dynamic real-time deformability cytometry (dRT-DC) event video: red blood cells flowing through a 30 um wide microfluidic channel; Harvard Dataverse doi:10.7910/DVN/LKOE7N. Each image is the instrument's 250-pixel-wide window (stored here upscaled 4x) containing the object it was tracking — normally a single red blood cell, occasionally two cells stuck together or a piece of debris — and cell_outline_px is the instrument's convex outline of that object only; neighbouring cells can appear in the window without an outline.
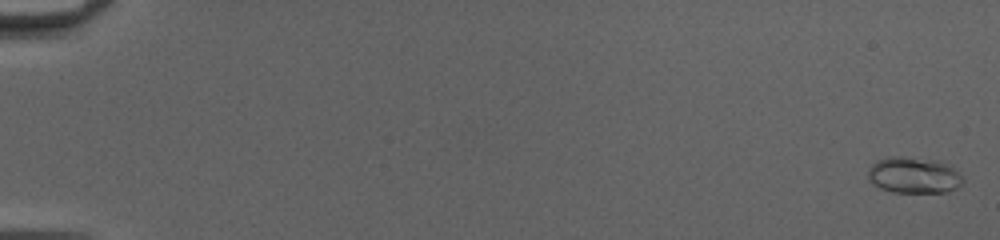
{"species": "common noctule bat (a hibernating species)", "species_latin": "Nyctalus noctula", "temperature_condition": "cold", "stored_images_in_passage": 52, "camera_frame_rate_fps": 3000, "um_per_image_px": 0.085, "animal": {"sex": "female", "body_mass_g": 20.0, "forearm_length_mm": 54.0}, "frame": {"image": 1, "passage_image": 2, "time_ms": 0.333, "image_size_px": [1000, 240], "cell_outline_px": [[964, 180], [956, 188], [948, 192], [892, 192], [880, 188], [872, 184], [868, 180], [868, 168], [876, 160], [888, 156], [900, 156], [940, 160], [952, 168]], "centroid_in_image_um": [77.61, 14.88], "position_along_channel_um": 7.4, "area_um2": 20.11}}
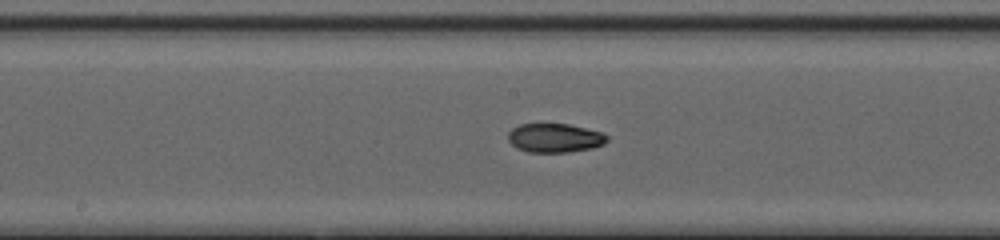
{"frame": {"image": 2, "passage_image": 30, "time_ms": 9.667, "image_size_px": [1000, 240], "cell_outline_px": [[608, 140], [604, 144], [592, 148], [568, 152], [528, 152], [516, 148], [508, 140], [508, 132], [512, 128], [520, 124], [568, 124], [600, 132], [608, 136]], "centroid_in_image_um": [47.13, 11.73], "position_along_channel_um": 201.1, "area_um2": 16.65}}
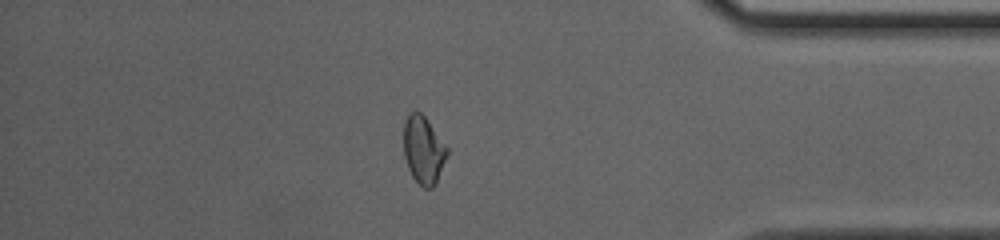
{"frame": {"image": 3, "passage_image": 46, "time_ms": 15.0, "image_size_px": [1000, 240], "cell_outline_px": [[448, 152], [436, 184], [432, 188], [424, 188], [412, 176], [408, 168], [404, 156], [404, 120], [408, 112], [420, 112], [424, 116], [448, 148]], "centroid_in_image_um": [35.98, 12.74], "position_along_channel_um": 399.2, "area_um2": 16.99}, "authors_computed_cell_mechanics": {"area_um2": 17.1377, "velocity_mm_per_s": 4.1709, "shape_relaxation_time_tau1_ms": null, "shape_relaxation_time_tau2_ms": 2.7294, "deformation_change_tau1": null, "deformation_change_tau2": 0.0674}}